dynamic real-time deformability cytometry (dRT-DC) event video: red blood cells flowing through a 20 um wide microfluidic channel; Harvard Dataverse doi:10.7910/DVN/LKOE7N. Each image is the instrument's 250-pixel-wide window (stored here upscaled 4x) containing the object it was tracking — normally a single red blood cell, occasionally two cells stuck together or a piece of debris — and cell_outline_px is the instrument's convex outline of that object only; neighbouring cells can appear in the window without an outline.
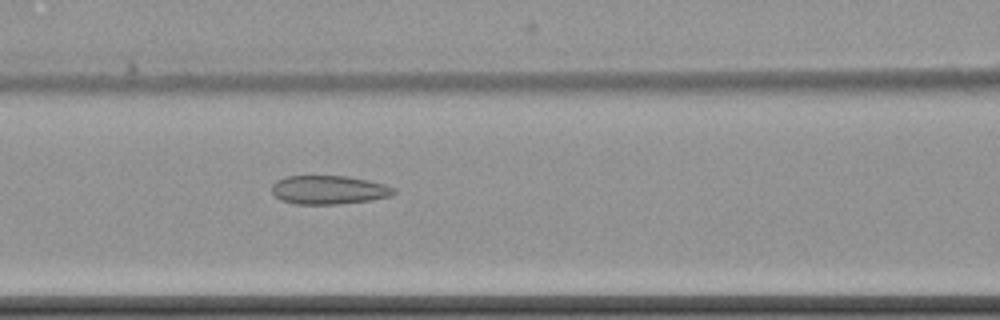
{"species": "common noctule bat (a hibernating species)", "species_latin": "Nyctalus noctula", "temperature_condition": "cold", "stored_images_in_passage": 7, "camera_frame_rate_fps": 3000, "um_per_image_px": 0.085, "animal": {"sex": "female", "body_mass_g": 22.7, "forearm_length_mm": 54.2}, "frame": {"image": 1, "passage_image": 7, "time_ms": 8.0, "image_size_px": [1000, 320], "cell_outline_px": [[396, 192], [392, 196], [372, 200], [336, 204], [296, 204], [280, 200], [272, 192], [272, 184], [276, 180], [284, 176], [348, 176], [368, 180], [384, 184], [396, 188]], "centroid_in_image_um": [27.96, 16.13], "position_along_channel_um": 138.6, "area_um2": 20.58}}